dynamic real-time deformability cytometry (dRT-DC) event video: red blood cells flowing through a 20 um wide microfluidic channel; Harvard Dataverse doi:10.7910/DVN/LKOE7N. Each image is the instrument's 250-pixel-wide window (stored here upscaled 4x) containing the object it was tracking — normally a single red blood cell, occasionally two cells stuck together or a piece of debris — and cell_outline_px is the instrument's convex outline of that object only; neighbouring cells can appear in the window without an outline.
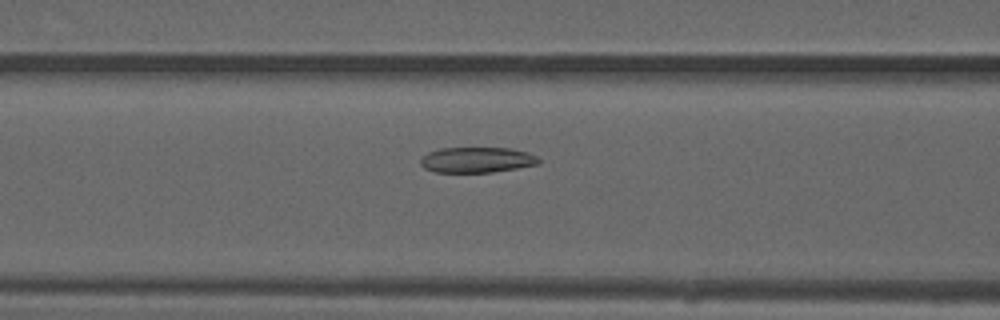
{"species": "common noctule bat (a hibernating species)", "species_latin": "Nyctalus noctula", "temperature_condition": "warm", "stored_images_in_passage": 51, "camera_frame_rate_fps": 3000, "um_per_image_px": 0.085, "animal": {"sex": "male", "forearm_length_mm": 52.5}, "frame": {"image": 1, "passage_image": 21, "time_ms": 6.667, "image_size_px": [1000, 320], "cell_outline_px": [[540, 164], [492, 172], [436, 172], [424, 168], [420, 164], [420, 160], [428, 152], [440, 148], [508, 148], [528, 152], [536, 156], [540, 160]], "centroid_in_image_um": [40.54, 13.59], "position_along_channel_um": 126.1, "area_um2": 17.51}}
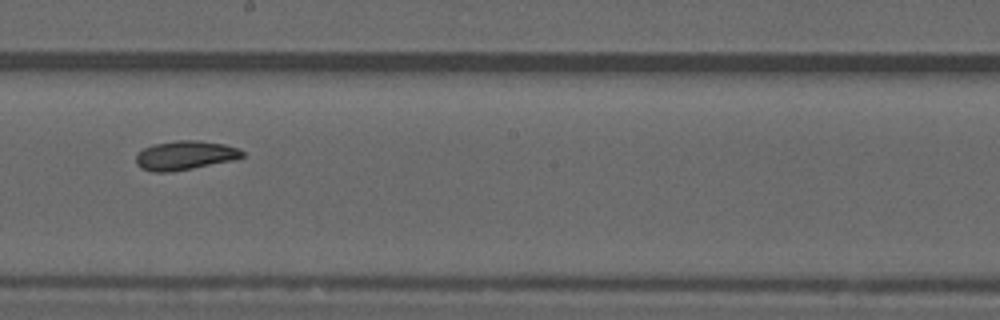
{"frame": {"image": 2, "passage_image": 29, "time_ms": 9.333, "image_size_px": [1000, 320], "cell_outline_px": [[244, 156], [236, 160], [172, 172], [152, 172], [140, 168], [136, 164], [136, 156], [144, 148], [152, 144], [176, 140], [196, 140], [224, 144], [240, 148], [244, 152]], "centroid_in_image_um": [15.75, 13.21], "position_along_channel_um": 232.5, "area_um2": 18.26}}
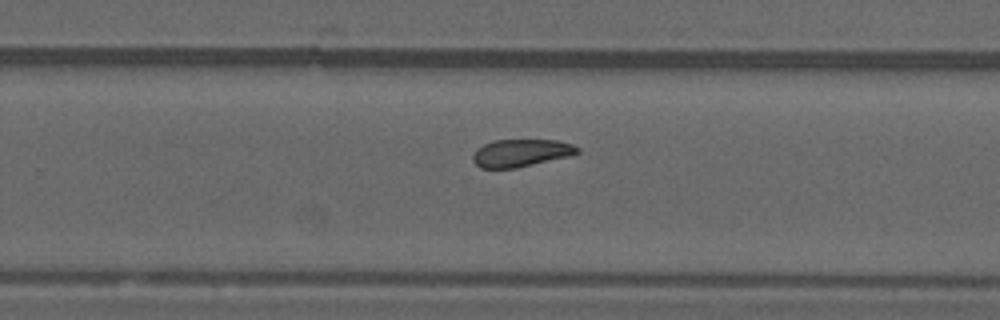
{"frame": {"image": 3, "passage_image": 33, "time_ms": 10.667, "image_size_px": [1000, 320], "cell_outline_px": [[580, 152], [572, 156], [516, 168], [480, 168], [472, 160], [472, 156], [476, 148], [492, 140], [556, 140], [572, 144], [580, 148]], "centroid_in_image_um": [44.29, 13.0], "position_along_channel_um": 285.5, "area_um2": 16.99}, "authors_computed_cell_mechanics": {"area_um2": 18.207, "velocity_mm_per_s": 3.9954, "shape_relaxation_time_tau1_ms": null, "shape_relaxation_time_tau2_ms": 3.0203, "deformation_change_tau1": null, "deformation_change_tau2": 0.0781}}